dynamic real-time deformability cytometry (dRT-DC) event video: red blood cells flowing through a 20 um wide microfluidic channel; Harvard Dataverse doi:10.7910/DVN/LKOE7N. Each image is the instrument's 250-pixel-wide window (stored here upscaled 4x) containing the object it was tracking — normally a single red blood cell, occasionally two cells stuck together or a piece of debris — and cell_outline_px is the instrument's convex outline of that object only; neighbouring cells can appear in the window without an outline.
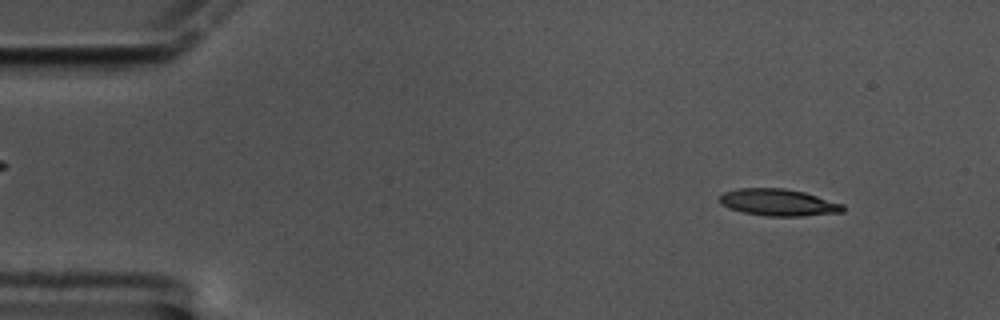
{"species": "common noctule bat (a hibernating species)", "species_latin": "Nyctalus noctula", "temperature_condition": "cold", "stored_images_in_passage": 54, "camera_frame_rate_fps": 3000, "um_per_image_px": 0.085, "animal": {"sex": "male", "body_mass_g": 17.5, "forearm_length_mm": 52.3}, "frame": {"image": 1, "passage_image": 1, "time_ms": 0.0, "image_size_px": [1000, 320], "cell_outline_px": [[844, 212], [800, 216], [768, 216], [744, 212], [728, 208], [720, 204], [720, 196], [724, 192], [740, 188], [784, 188], [804, 192], [844, 204]], "centroid_in_image_um": [66.17, 17.2], "position_along_channel_um": 18.8, "area_um2": 19.25}}
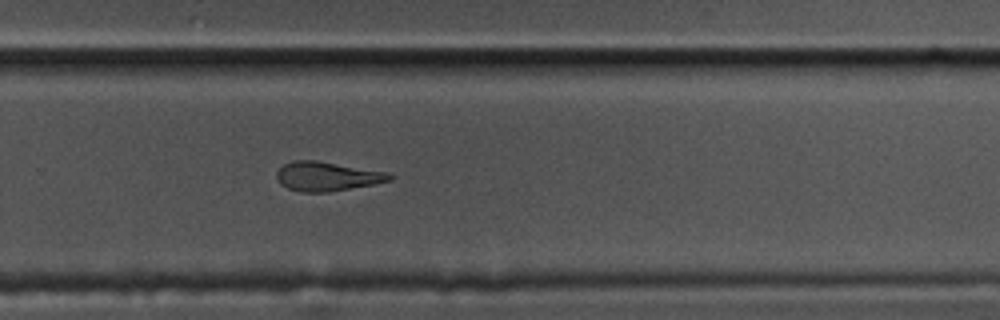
{"frame": {"image": 2, "passage_image": 34, "time_ms": 11.0, "image_size_px": [1000, 320], "cell_outline_px": [[392, 180], [372, 184], [328, 192], [300, 192], [288, 188], [280, 184], [276, 176], [276, 172], [284, 164], [292, 160], [316, 160], [388, 172], [392, 176]], "centroid_in_image_um": [27.76, 14.98], "position_along_channel_um": 302.0, "area_um2": 19.13}}
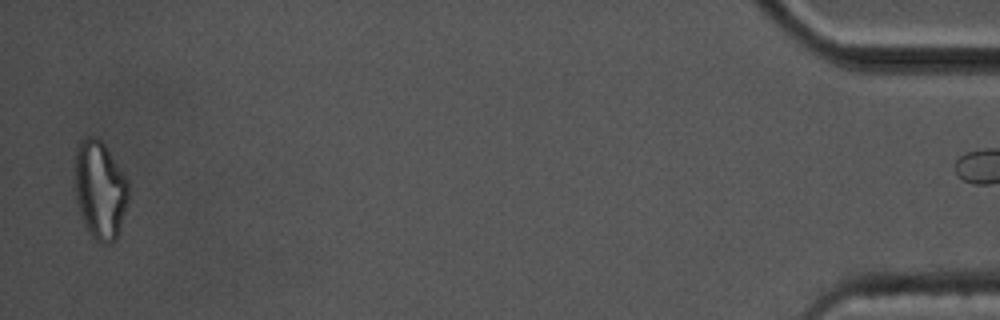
{"frame": {"image": 3, "passage_image": 53, "time_ms": 17.333, "image_size_px": [1000, 320], "cell_outline_px": [[128, 200], [120, 228], [116, 240], [108, 244], [100, 244], [88, 232], [84, 224], [76, 200], [76, 148], [80, 140], [88, 136], [96, 136], [104, 144], [128, 180]], "centroid_in_image_um": [8.51, 16.16], "position_along_channel_um": 426.7, "area_um2": 30.52}}